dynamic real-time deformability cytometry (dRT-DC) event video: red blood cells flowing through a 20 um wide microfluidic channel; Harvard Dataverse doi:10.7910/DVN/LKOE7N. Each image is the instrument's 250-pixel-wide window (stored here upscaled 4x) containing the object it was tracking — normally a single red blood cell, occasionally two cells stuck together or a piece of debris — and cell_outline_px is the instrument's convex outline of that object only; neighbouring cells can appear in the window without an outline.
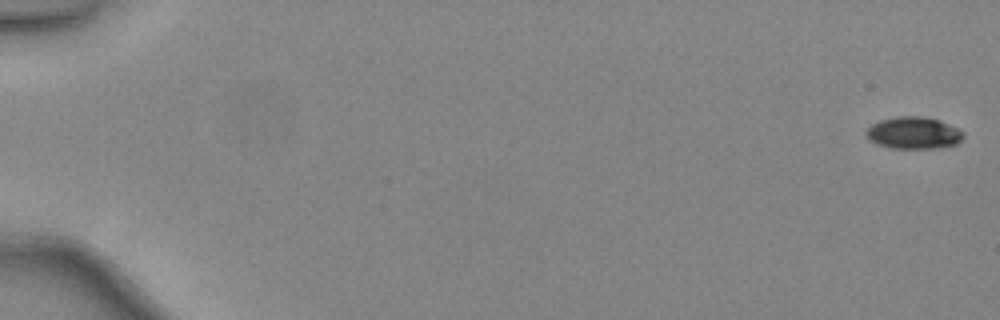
{"species": "common noctule bat (a hibernating species)", "species_latin": "Nyctalus noctula", "temperature_condition": "warm", "stored_images_in_passage": 48, "camera_frame_rate_fps": 3000, "um_per_image_px": 0.085, "animal": {"sex": "female", "body_mass_g": 24.6, "forearm_length_mm": 56.2}, "frame": {"image": 1, "passage_image": 1, "time_ms": 0.0, "image_size_px": [1000, 320], "cell_outline_px": [[964, 136], [956, 144], [936, 148], [892, 148], [876, 144], [868, 140], [864, 136], [864, 132], [872, 124], [880, 120], [896, 116], [928, 116], [940, 120], [964, 132]], "centroid_in_image_um": [77.61, 11.29], "position_along_channel_um": 7.4, "area_um2": 18.32}}
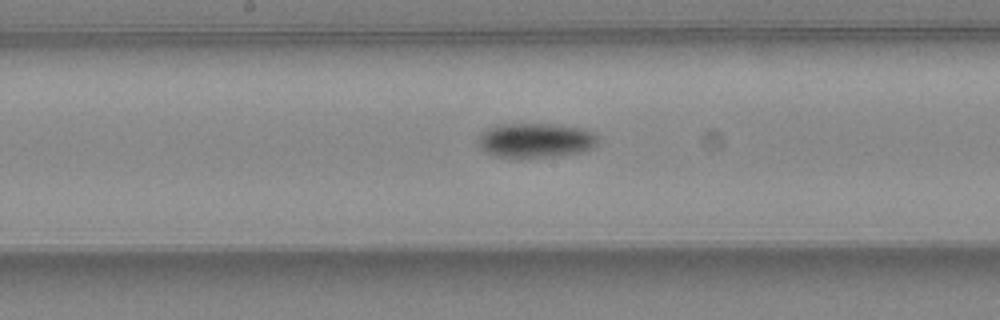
{"frame": {"image": 2, "passage_image": 27, "time_ms": 8.667, "image_size_px": [1000, 320], "cell_outline_px": [[600, 140], [592, 148], [580, 152], [560, 156], [520, 160], [516, 160], [496, 156], [484, 152], [480, 148], [480, 132], [488, 128], [500, 124], [552, 124], [584, 128], [596, 132], [600, 136]], "centroid_in_image_um": [45.56, 11.96], "position_along_channel_um": 202.6, "area_um2": 25.09}}
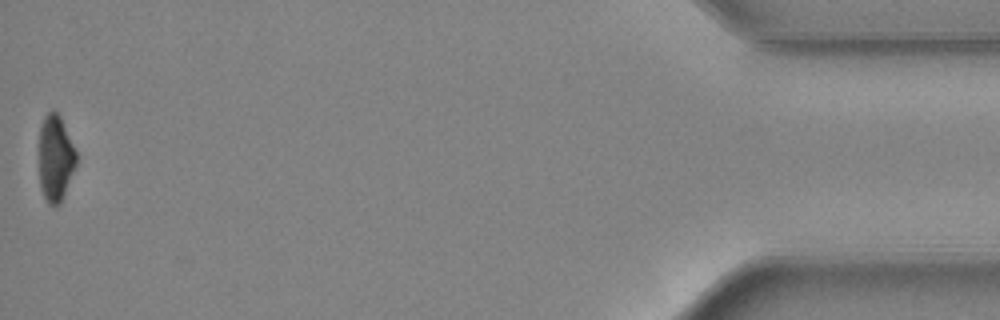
{"frame": {"image": 3, "passage_image": 48, "time_ms": 15.667, "image_size_px": [1000, 320], "cell_outline_px": [[76, 164], [60, 204], [48, 204], [44, 196], [40, 184], [40, 128], [44, 116], [52, 108], [60, 116], [76, 152]], "centroid_in_image_um": [4.71, 13.42], "position_along_channel_um": 430.5, "area_um2": 18.26}, "authors_computed_cell_mechanics": {"area_um2": 21.0103, "velocity_mm_per_s": 4.4817, "shape_relaxation_time_tau1_ms": 2.057, "shape_relaxation_time_tau2_ms": null, "deformation_change_tau1": 0.1127, "deformation_change_tau2": null}}